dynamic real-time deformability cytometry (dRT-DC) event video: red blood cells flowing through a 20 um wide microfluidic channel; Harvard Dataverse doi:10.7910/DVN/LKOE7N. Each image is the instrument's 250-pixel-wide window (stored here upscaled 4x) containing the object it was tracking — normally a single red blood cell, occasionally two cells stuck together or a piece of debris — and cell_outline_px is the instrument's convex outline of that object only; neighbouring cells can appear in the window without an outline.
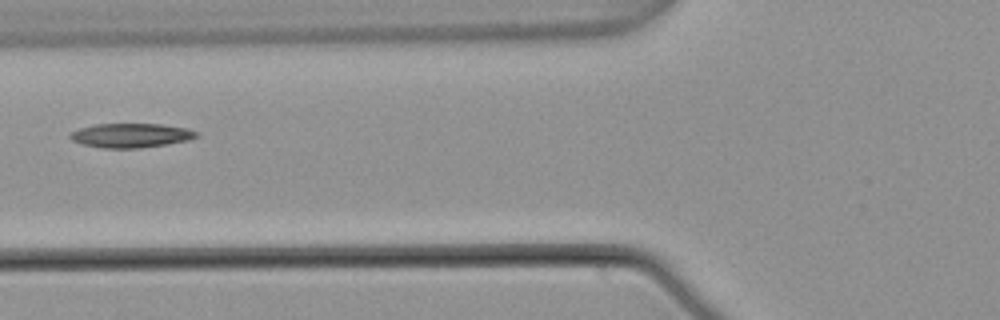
{"species": "common noctule bat (a hibernating species)", "species_latin": "Nyctalus noctula", "temperature_condition": "warm", "stored_images_in_passage": 3, "camera_frame_rate_fps": 3000, "um_per_image_px": 0.085, "animal": {"sex": "male", "body_mass_g": 21.5, "forearm_length_mm": 52.0}, "frame": {"image": 1, "passage_image": 2, "time_ms": 0.333, "image_size_px": [1000, 320], "cell_outline_px": [[200, 136], [188, 140], [140, 148], [100, 148], [84, 144], [72, 140], [68, 136], [68, 132], [80, 128], [96, 124], [160, 124], [188, 128], [196, 132]], "centroid_in_image_um": [11.1, 11.5], "position_along_channel_um": 114.7, "area_um2": 17.8}}
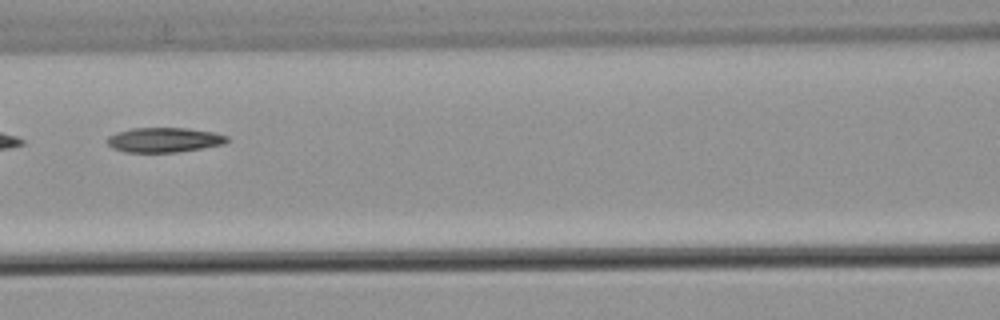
{"frame": {"image": 2, "passage_image": 3, "time_ms": 0.667, "image_size_px": [1000, 320], "cell_outline_px": [[228, 140], [224, 144], [176, 152], [124, 152], [112, 148], [104, 140], [108, 136], [116, 132], [132, 128], [188, 128], [216, 132], [228, 136]], "centroid_in_image_um": [13.92, 11.88], "position_along_channel_um": 152.7, "area_um2": 17.4}}